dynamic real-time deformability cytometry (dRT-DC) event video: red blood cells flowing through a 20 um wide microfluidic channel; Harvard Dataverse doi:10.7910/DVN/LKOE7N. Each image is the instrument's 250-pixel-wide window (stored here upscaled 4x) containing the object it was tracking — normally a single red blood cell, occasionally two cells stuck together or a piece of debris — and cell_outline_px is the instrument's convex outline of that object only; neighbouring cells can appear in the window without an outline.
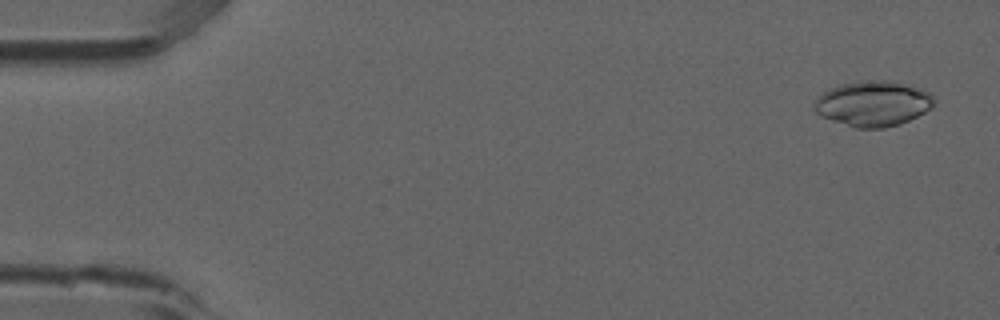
{"species": "common noctule bat (a hibernating species)", "species_latin": "Nyctalus noctula", "temperature_condition": "room temperature", "stored_images_in_passage": 3, "camera_frame_rate_fps": 3000, "um_per_image_px": 0.085, "animal": {"sex": "male", "forearm_length_mm": 52.5}, "frame": {"image": 1, "passage_image": 1, "time_ms": 0.0, "image_size_px": [1000, 320], "cell_outline_px": [[936, 100], [932, 108], [900, 124], [884, 128], [856, 128], [820, 116], [812, 108], [812, 104], [816, 96], [840, 84], [860, 80], [884, 80], [904, 84], [920, 88], [928, 92]], "centroid_in_image_um": [74.17, 8.8], "position_along_channel_um": 10.8, "area_um2": 31.73}}